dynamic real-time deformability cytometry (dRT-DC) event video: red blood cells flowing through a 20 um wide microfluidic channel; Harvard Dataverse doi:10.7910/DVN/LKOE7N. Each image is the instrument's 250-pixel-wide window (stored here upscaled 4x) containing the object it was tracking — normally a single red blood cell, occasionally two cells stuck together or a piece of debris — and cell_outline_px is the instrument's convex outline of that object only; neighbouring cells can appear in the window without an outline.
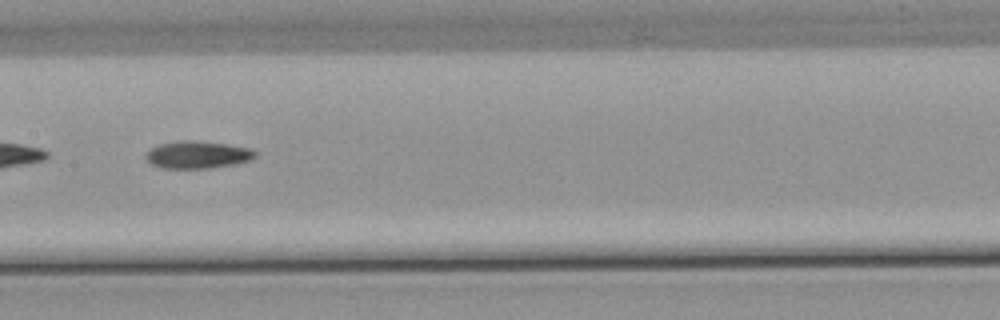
{"species": "common noctule bat (a hibernating species)", "species_latin": "Nyctalus noctula", "temperature_condition": "warm", "stored_images_in_passage": 7, "camera_frame_rate_fps": 3000, "um_per_image_px": 0.085, "animal": {"sex": "male", "body_mass_g": 21.5, "forearm_length_mm": 52.0}, "frame": {"image": 1, "passage_image": 6, "time_ms": 7.0, "image_size_px": [1000, 320], "cell_outline_px": [[256, 156], [248, 160], [232, 164], [208, 168], [164, 168], [152, 164], [144, 156], [152, 148], [160, 144], [176, 140], [192, 140], [228, 144], [252, 148], [256, 152]], "centroid_in_image_um": [16.79, 13.13], "position_along_channel_um": 190.6, "area_um2": 17.28}}
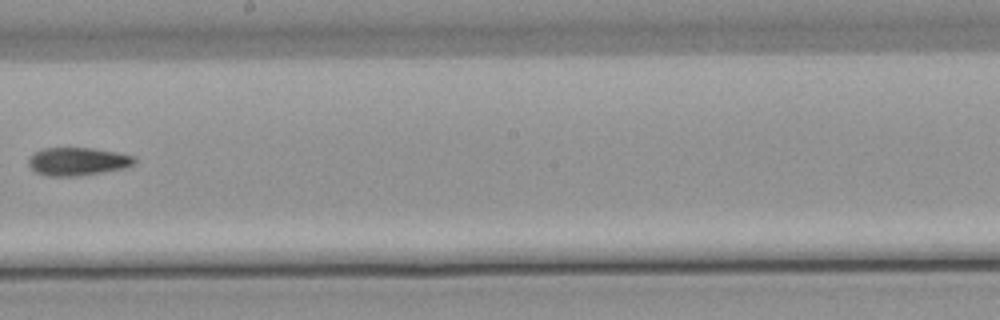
{"frame": {"image": 2, "passage_image": 7, "time_ms": 8.333, "image_size_px": [1000, 320], "cell_outline_px": [[136, 160], [132, 164], [124, 168], [76, 176], [48, 176], [36, 172], [28, 164], [28, 160], [36, 152], [44, 148], [92, 148], [116, 152], [136, 156]], "centroid_in_image_um": [6.61, 13.72], "position_along_channel_um": 241.6, "area_um2": 17.05}}